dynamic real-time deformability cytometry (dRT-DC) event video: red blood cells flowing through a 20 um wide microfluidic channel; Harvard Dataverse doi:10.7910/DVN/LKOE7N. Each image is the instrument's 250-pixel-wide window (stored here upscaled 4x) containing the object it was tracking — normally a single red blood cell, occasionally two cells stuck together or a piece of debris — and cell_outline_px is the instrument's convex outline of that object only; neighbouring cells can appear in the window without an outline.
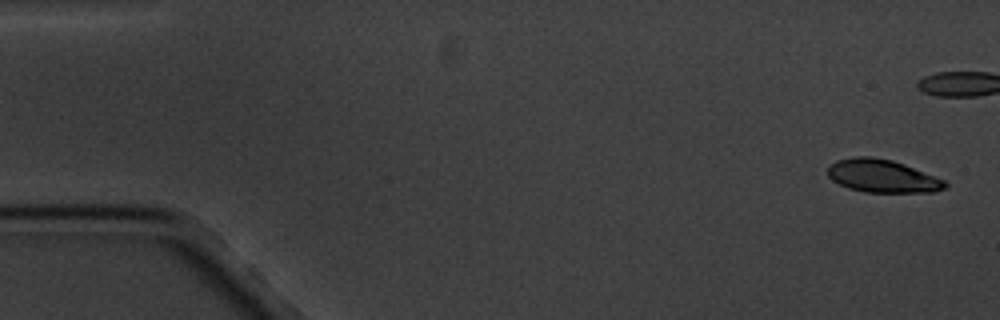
{"species": "common noctule bat (a hibernating species)", "species_latin": "Nyctalus noctula", "temperature_condition": "cold", "stored_images_in_passage": 3, "segment_of_instrument_passage": [2, 2], "camera_frame_rate_fps": 3000, "um_per_image_px": 0.085, "animal": {"sex": "male", "body_mass_g": 20.1, "forearm_length_mm": 53.5}, "frame": {"image": 1, "passage_image": 3, "time_ms": 3.333, "image_size_px": [1000, 320], "cell_outline_px": [[948, 184], [944, 188], [932, 192], [864, 192], [848, 188], [832, 180], [828, 176], [828, 168], [836, 160], [856, 156], [872, 156], [892, 160], [904, 164], [944, 180]], "centroid_in_image_um": [74.97, 14.96], "position_along_channel_um": 10.0, "area_um2": 22.37}}